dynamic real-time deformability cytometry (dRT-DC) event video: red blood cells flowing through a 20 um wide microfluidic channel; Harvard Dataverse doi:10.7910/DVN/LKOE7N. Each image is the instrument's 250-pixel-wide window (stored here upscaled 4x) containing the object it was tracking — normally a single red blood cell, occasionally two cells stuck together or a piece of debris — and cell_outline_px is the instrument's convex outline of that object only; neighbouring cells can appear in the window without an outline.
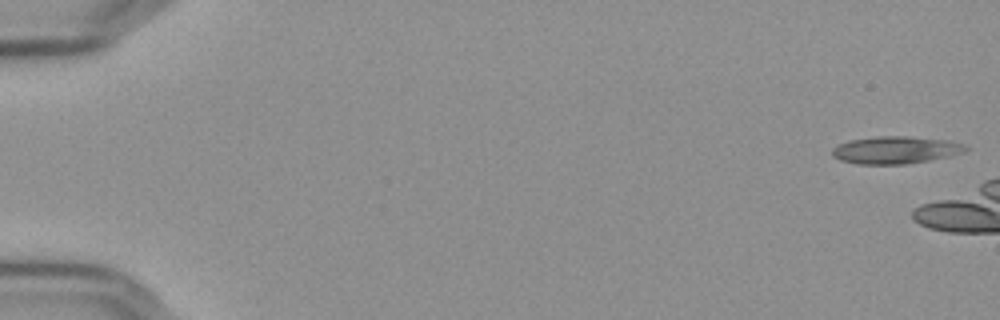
{"species": "Egyptian fruit bat (a non-hibernating species)", "species_latin": "Rousettus aegyptiacus", "temperature_condition": "cold", "stored_images_in_passage": 6, "camera_frame_rate_fps": 3000, "um_per_image_px": 0.085, "frame": {"image": 1, "passage_image": 1, "time_ms": 0.0, "image_size_px": [1000, 320], "cell_outline_px": [[968, 148], [964, 152], [948, 156], [908, 164], [856, 164], [840, 160], [832, 156], [832, 148], [848, 140], [876, 136], [908, 136], [948, 140], [964, 144]], "centroid_in_image_um": [76.09, 12.74], "position_along_channel_um": 8.9, "area_um2": 21.33}}